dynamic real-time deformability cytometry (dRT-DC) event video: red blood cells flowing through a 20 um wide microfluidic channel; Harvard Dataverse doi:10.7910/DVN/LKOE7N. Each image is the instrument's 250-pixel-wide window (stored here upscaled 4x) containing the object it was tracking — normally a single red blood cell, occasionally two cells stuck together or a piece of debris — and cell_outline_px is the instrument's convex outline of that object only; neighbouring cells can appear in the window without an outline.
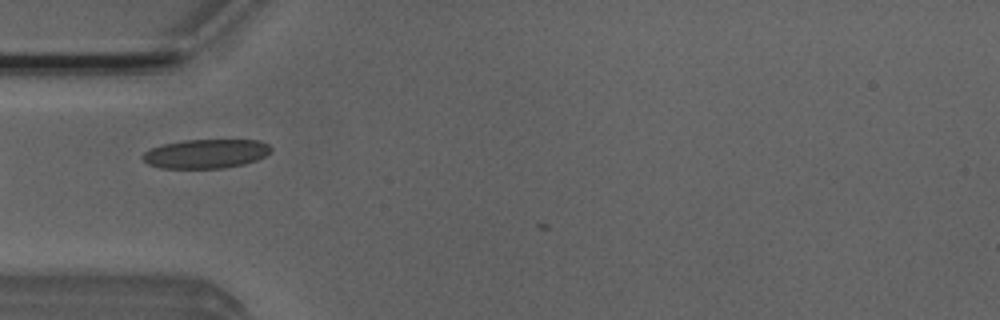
{"species": "Egyptian fruit bat (a non-hibernating species)", "species_latin": "Rousettus aegyptiacus", "temperature_condition": "room temperature", "stored_images_in_passage": 4, "camera_frame_rate_fps": 3000, "um_per_image_px": 0.085, "animal": {"sex": "male"}, "frame": {"image": 1, "passage_image": 2, "time_ms": 0.333, "image_size_px": [1000, 320], "cell_outline_px": [[272, 152], [256, 160], [244, 164], [224, 168], [160, 168], [148, 164], [140, 156], [144, 152], [152, 148], [164, 144], [184, 140], [260, 140], [268, 144], [272, 148]], "centroid_in_image_um": [17.52, 13.07], "position_along_channel_um": 67.5, "area_um2": 21.79}}